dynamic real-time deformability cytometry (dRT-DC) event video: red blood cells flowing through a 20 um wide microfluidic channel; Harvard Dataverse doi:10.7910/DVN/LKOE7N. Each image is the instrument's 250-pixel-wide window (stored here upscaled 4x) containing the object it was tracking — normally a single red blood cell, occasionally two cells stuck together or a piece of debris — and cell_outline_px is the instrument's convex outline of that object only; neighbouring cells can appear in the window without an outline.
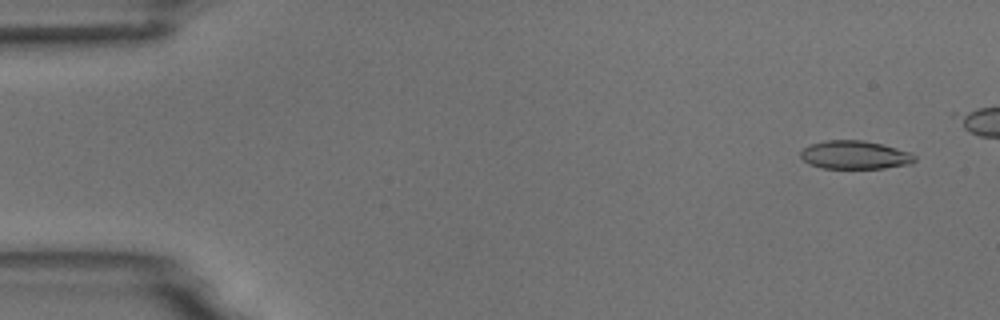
{"species": "common noctule bat (a hibernating species)", "species_latin": "Nyctalus noctula", "temperature_condition": "room temperature", "stored_images_in_passage": 3, "camera_frame_rate_fps": 3000, "um_per_image_px": 0.085, "animal": {"sex": "male", "body_mass_g": 18.8}, "frame": {"image": 1, "passage_image": 1, "time_ms": 0.0, "image_size_px": [1000, 320], "cell_outline_px": [[916, 160], [912, 164], [884, 168], [820, 168], [808, 164], [800, 156], [800, 152], [804, 148], [812, 144], [824, 140], [864, 140], [912, 152], [916, 156]], "centroid_in_image_um": [72.68, 13.17], "position_along_channel_um": 12.3, "area_um2": 18.96}}